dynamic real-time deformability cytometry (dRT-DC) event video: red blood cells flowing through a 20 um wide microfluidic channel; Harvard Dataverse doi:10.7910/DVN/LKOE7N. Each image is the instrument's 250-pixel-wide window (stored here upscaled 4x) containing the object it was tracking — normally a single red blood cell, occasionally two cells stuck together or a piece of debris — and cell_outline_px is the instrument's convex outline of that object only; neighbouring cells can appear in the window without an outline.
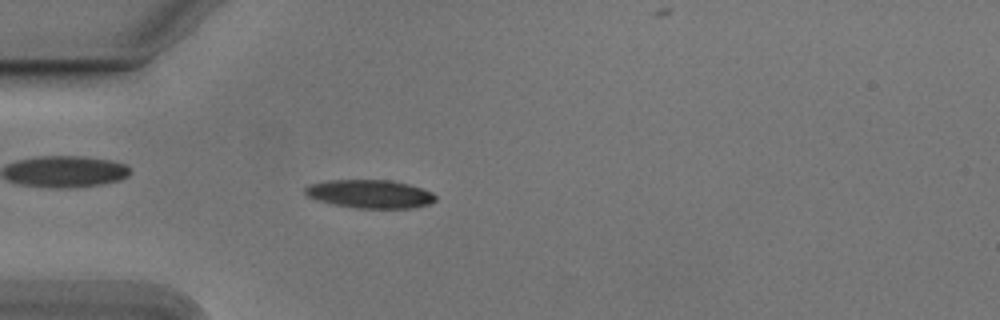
{"species": "Egyptian fruit bat (a non-hibernating species)", "species_latin": "Rousettus aegyptiacus", "temperature_condition": "cold", "stored_images_in_passage": 55, "camera_frame_rate_fps": 3000, "um_per_image_px": 0.085, "animal": {"sex": "male"}, "frame": {"image": 1, "passage_image": 15, "time_ms": 4.667, "image_size_px": [1000, 320], "cell_outline_px": [[436, 200], [428, 204], [412, 208], [356, 208], [332, 204], [316, 200], [308, 196], [304, 192], [304, 188], [308, 184], [328, 180], [388, 180], [408, 184], [432, 192], [436, 196]], "centroid_in_image_um": [31.41, 16.49], "position_along_channel_um": 53.6, "area_um2": 21.56}}
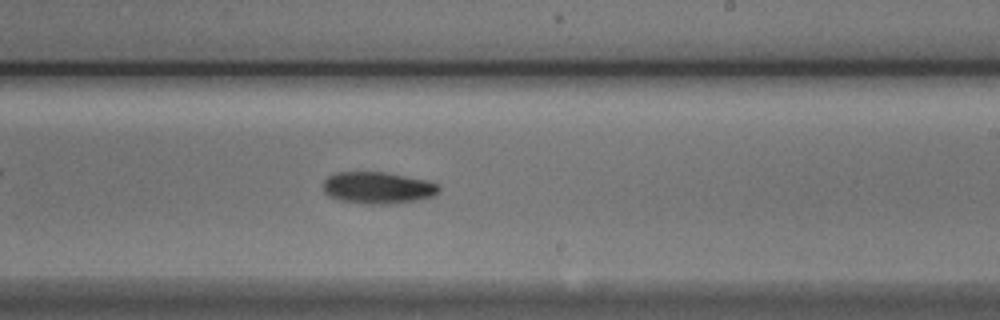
{"frame": {"image": 2, "passage_image": 32, "time_ms": 10.333, "image_size_px": [1000, 320], "cell_outline_px": [[440, 192], [436, 196], [420, 200], [392, 204], [364, 204], [340, 200], [328, 196], [324, 192], [324, 180], [328, 176], [336, 172], [384, 172], [428, 180], [440, 184]], "centroid_in_image_um": [32.17, 15.97], "position_along_channel_um": 256.8, "area_um2": 21.85}}
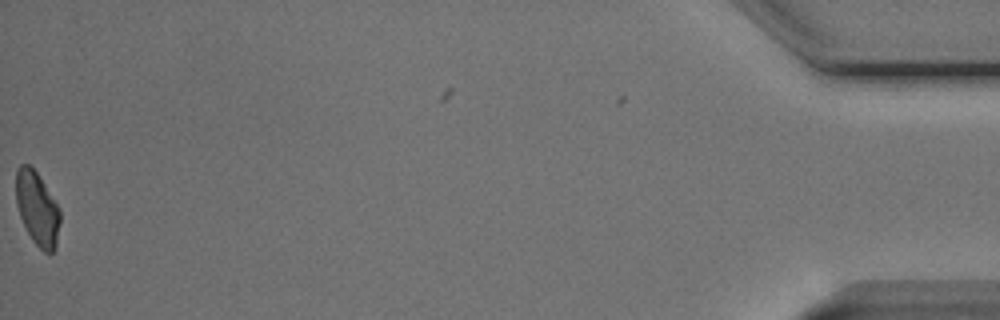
{"frame": {"image": 3, "passage_image": 54, "time_ms": 17.667, "image_size_px": [1000, 320], "cell_outline_px": [[60, 220], [56, 248], [52, 252], [44, 252], [32, 240], [20, 216], [16, 204], [16, 168], [20, 164], [28, 164], [36, 172], [60, 208]], "centroid_in_image_um": [3.16, 17.72], "position_along_channel_um": 432.0, "area_um2": 18.79}, "authors_computed_cell_mechanics": {"area_um2": 20.2878, "velocity_mm_per_s": 3.7567, "shape_relaxation_time_tau1_ms": 2.3121, "shape_relaxation_time_tau2_ms": null, "deformation_change_tau1": 0.1252, "deformation_change_tau2": null}}